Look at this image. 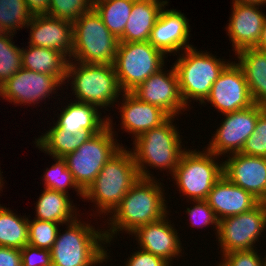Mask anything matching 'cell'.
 Wrapping results in <instances>:
<instances>
[{
	"label": "cell",
	"instance_id": "24",
	"mask_svg": "<svg viewBox=\"0 0 266 266\" xmlns=\"http://www.w3.org/2000/svg\"><path fill=\"white\" fill-rule=\"evenodd\" d=\"M63 107L59 116L57 115V122L54 123L64 131L76 134L88 130L95 135L108 125V118H101V110L93 105L70 101Z\"/></svg>",
	"mask_w": 266,
	"mask_h": 266
},
{
	"label": "cell",
	"instance_id": "11",
	"mask_svg": "<svg viewBox=\"0 0 266 266\" xmlns=\"http://www.w3.org/2000/svg\"><path fill=\"white\" fill-rule=\"evenodd\" d=\"M266 231V202H260L248 212L219 220L218 249L223 254L256 249V242ZM261 235V236H260Z\"/></svg>",
	"mask_w": 266,
	"mask_h": 266
},
{
	"label": "cell",
	"instance_id": "16",
	"mask_svg": "<svg viewBox=\"0 0 266 266\" xmlns=\"http://www.w3.org/2000/svg\"><path fill=\"white\" fill-rule=\"evenodd\" d=\"M223 161V175L233 184L266 202V158L234 153Z\"/></svg>",
	"mask_w": 266,
	"mask_h": 266
},
{
	"label": "cell",
	"instance_id": "38",
	"mask_svg": "<svg viewBox=\"0 0 266 266\" xmlns=\"http://www.w3.org/2000/svg\"><path fill=\"white\" fill-rule=\"evenodd\" d=\"M259 254L256 249L234 251L223 254L218 263L221 266H263L266 255L263 258Z\"/></svg>",
	"mask_w": 266,
	"mask_h": 266
},
{
	"label": "cell",
	"instance_id": "40",
	"mask_svg": "<svg viewBox=\"0 0 266 266\" xmlns=\"http://www.w3.org/2000/svg\"><path fill=\"white\" fill-rule=\"evenodd\" d=\"M137 249L139 250L131 252L127 261L124 262L125 266H172L162 257L140 250V248Z\"/></svg>",
	"mask_w": 266,
	"mask_h": 266
},
{
	"label": "cell",
	"instance_id": "42",
	"mask_svg": "<svg viewBox=\"0 0 266 266\" xmlns=\"http://www.w3.org/2000/svg\"><path fill=\"white\" fill-rule=\"evenodd\" d=\"M25 3L32 16L48 15L50 0H25Z\"/></svg>",
	"mask_w": 266,
	"mask_h": 266
},
{
	"label": "cell",
	"instance_id": "14",
	"mask_svg": "<svg viewBox=\"0 0 266 266\" xmlns=\"http://www.w3.org/2000/svg\"><path fill=\"white\" fill-rule=\"evenodd\" d=\"M206 102L222 115L254 104L244 73L237 62L231 61L224 68L201 105H206Z\"/></svg>",
	"mask_w": 266,
	"mask_h": 266
},
{
	"label": "cell",
	"instance_id": "39",
	"mask_svg": "<svg viewBox=\"0 0 266 266\" xmlns=\"http://www.w3.org/2000/svg\"><path fill=\"white\" fill-rule=\"evenodd\" d=\"M20 253L22 266H52L51 253L48 249L27 244L20 250Z\"/></svg>",
	"mask_w": 266,
	"mask_h": 266
},
{
	"label": "cell",
	"instance_id": "32",
	"mask_svg": "<svg viewBox=\"0 0 266 266\" xmlns=\"http://www.w3.org/2000/svg\"><path fill=\"white\" fill-rule=\"evenodd\" d=\"M54 164L50 168H46L42 180L44 188L68 193V189L72 188L81 198L84 197V192L76 184L72 173L67 168V163L64 158L53 157Z\"/></svg>",
	"mask_w": 266,
	"mask_h": 266
},
{
	"label": "cell",
	"instance_id": "36",
	"mask_svg": "<svg viewBox=\"0 0 266 266\" xmlns=\"http://www.w3.org/2000/svg\"><path fill=\"white\" fill-rule=\"evenodd\" d=\"M194 204L193 207L186 208L185 213L189 215V221L191 223V228H205L210 225H213V229H215V235L217 237L218 229H219V219L217 218L214 210L209 206L206 200H198L192 201Z\"/></svg>",
	"mask_w": 266,
	"mask_h": 266
},
{
	"label": "cell",
	"instance_id": "18",
	"mask_svg": "<svg viewBox=\"0 0 266 266\" xmlns=\"http://www.w3.org/2000/svg\"><path fill=\"white\" fill-rule=\"evenodd\" d=\"M165 7L151 31L149 43L165 55L174 53L175 56L176 53L193 47L188 41L191 37L189 19L180 10Z\"/></svg>",
	"mask_w": 266,
	"mask_h": 266
},
{
	"label": "cell",
	"instance_id": "15",
	"mask_svg": "<svg viewBox=\"0 0 266 266\" xmlns=\"http://www.w3.org/2000/svg\"><path fill=\"white\" fill-rule=\"evenodd\" d=\"M170 70L160 69L152 74L131 93L140 101L150 103L161 108L170 117H179L187 110L178 83V76L172 65Z\"/></svg>",
	"mask_w": 266,
	"mask_h": 266
},
{
	"label": "cell",
	"instance_id": "3",
	"mask_svg": "<svg viewBox=\"0 0 266 266\" xmlns=\"http://www.w3.org/2000/svg\"><path fill=\"white\" fill-rule=\"evenodd\" d=\"M78 219L67 223V229L62 234L58 230L50 250L52 266H97L107 263L110 255L105 246L104 229L96 230L90 222Z\"/></svg>",
	"mask_w": 266,
	"mask_h": 266
},
{
	"label": "cell",
	"instance_id": "31",
	"mask_svg": "<svg viewBox=\"0 0 266 266\" xmlns=\"http://www.w3.org/2000/svg\"><path fill=\"white\" fill-rule=\"evenodd\" d=\"M0 10V32L16 34V30L25 28L32 18L25 0H0Z\"/></svg>",
	"mask_w": 266,
	"mask_h": 266
},
{
	"label": "cell",
	"instance_id": "4",
	"mask_svg": "<svg viewBox=\"0 0 266 266\" xmlns=\"http://www.w3.org/2000/svg\"><path fill=\"white\" fill-rule=\"evenodd\" d=\"M128 149L123 146L110 158L84 192L83 199L94 203L96 216H109L140 179L133 155Z\"/></svg>",
	"mask_w": 266,
	"mask_h": 266
},
{
	"label": "cell",
	"instance_id": "27",
	"mask_svg": "<svg viewBox=\"0 0 266 266\" xmlns=\"http://www.w3.org/2000/svg\"><path fill=\"white\" fill-rule=\"evenodd\" d=\"M27 47V49H26ZM21 48L22 68L66 79L69 59L58 50L29 45Z\"/></svg>",
	"mask_w": 266,
	"mask_h": 266
},
{
	"label": "cell",
	"instance_id": "30",
	"mask_svg": "<svg viewBox=\"0 0 266 266\" xmlns=\"http://www.w3.org/2000/svg\"><path fill=\"white\" fill-rule=\"evenodd\" d=\"M135 0H96L93 9L98 13L109 31L117 38L123 36L125 25Z\"/></svg>",
	"mask_w": 266,
	"mask_h": 266
},
{
	"label": "cell",
	"instance_id": "28",
	"mask_svg": "<svg viewBox=\"0 0 266 266\" xmlns=\"http://www.w3.org/2000/svg\"><path fill=\"white\" fill-rule=\"evenodd\" d=\"M50 127L43 135L37 137V139L35 138L34 144L39 150L41 149L40 151L51 157L64 158L93 136L88 130H82L76 134L64 131L54 122L53 126Z\"/></svg>",
	"mask_w": 266,
	"mask_h": 266
},
{
	"label": "cell",
	"instance_id": "35",
	"mask_svg": "<svg viewBox=\"0 0 266 266\" xmlns=\"http://www.w3.org/2000/svg\"><path fill=\"white\" fill-rule=\"evenodd\" d=\"M92 8V0H50L48 15L73 23Z\"/></svg>",
	"mask_w": 266,
	"mask_h": 266
},
{
	"label": "cell",
	"instance_id": "34",
	"mask_svg": "<svg viewBox=\"0 0 266 266\" xmlns=\"http://www.w3.org/2000/svg\"><path fill=\"white\" fill-rule=\"evenodd\" d=\"M59 223L39 219L28 222V244L33 247L51 250L56 241Z\"/></svg>",
	"mask_w": 266,
	"mask_h": 266
},
{
	"label": "cell",
	"instance_id": "25",
	"mask_svg": "<svg viewBox=\"0 0 266 266\" xmlns=\"http://www.w3.org/2000/svg\"><path fill=\"white\" fill-rule=\"evenodd\" d=\"M235 55L248 83L253 102L266 106V52L245 48Z\"/></svg>",
	"mask_w": 266,
	"mask_h": 266
},
{
	"label": "cell",
	"instance_id": "22",
	"mask_svg": "<svg viewBox=\"0 0 266 266\" xmlns=\"http://www.w3.org/2000/svg\"><path fill=\"white\" fill-rule=\"evenodd\" d=\"M206 201L219 220L248 212L260 203L251 193L236 186L224 175L213 185Z\"/></svg>",
	"mask_w": 266,
	"mask_h": 266
},
{
	"label": "cell",
	"instance_id": "45",
	"mask_svg": "<svg viewBox=\"0 0 266 266\" xmlns=\"http://www.w3.org/2000/svg\"><path fill=\"white\" fill-rule=\"evenodd\" d=\"M3 186H4V182H3V178H2V174H1V170H0V193L2 191Z\"/></svg>",
	"mask_w": 266,
	"mask_h": 266
},
{
	"label": "cell",
	"instance_id": "9",
	"mask_svg": "<svg viewBox=\"0 0 266 266\" xmlns=\"http://www.w3.org/2000/svg\"><path fill=\"white\" fill-rule=\"evenodd\" d=\"M218 160L219 156L206 149L186 150L172 175L181 196L188 201L206 200L213 185L223 176V161Z\"/></svg>",
	"mask_w": 266,
	"mask_h": 266
},
{
	"label": "cell",
	"instance_id": "20",
	"mask_svg": "<svg viewBox=\"0 0 266 266\" xmlns=\"http://www.w3.org/2000/svg\"><path fill=\"white\" fill-rule=\"evenodd\" d=\"M26 27L30 28L29 45L58 50L70 60L73 51L72 22L41 15L32 16Z\"/></svg>",
	"mask_w": 266,
	"mask_h": 266
},
{
	"label": "cell",
	"instance_id": "7",
	"mask_svg": "<svg viewBox=\"0 0 266 266\" xmlns=\"http://www.w3.org/2000/svg\"><path fill=\"white\" fill-rule=\"evenodd\" d=\"M72 27L73 51L70 60L114 64L119 39L109 31L93 8L73 22Z\"/></svg>",
	"mask_w": 266,
	"mask_h": 266
},
{
	"label": "cell",
	"instance_id": "2",
	"mask_svg": "<svg viewBox=\"0 0 266 266\" xmlns=\"http://www.w3.org/2000/svg\"><path fill=\"white\" fill-rule=\"evenodd\" d=\"M175 117H169L164 123L146 131L133 140V155L140 178L155 179L148 166L168 170L171 176L179 164L182 154L187 150L176 124ZM183 145V147H182ZM184 148V149H183Z\"/></svg>",
	"mask_w": 266,
	"mask_h": 266
},
{
	"label": "cell",
	"instance_id": "6",
	"mask_svg": "<svg viewBox=\"0 0 266 266\" xmlns=\"http://www.w3.org/2000/svg\"><path fill=\"white\" fill-rule=\"evenodd\" d=\"M218 59L210 52L191 47L178 54L173 63L178 76L179 90L187 108L190 102L202 104L209 96L213 83L231 62ZM193 99V100H192Z\"/></svg>",
	"mask_w": 266,
	"mask_h": 266
},
{
	"label": "cell",
	"instance_id": "12",
	"mask_svg": "<svg viewBox=\"0 0 266 266\" xmlns=\"http://www.w3.org/2000/svg\"><path fill=\"white\" fill-rule=\"evenodd\" d=\"M266 106L253 104L245 109L223 114L225 118L219 124L212 139L207 144L206 150L217 155L225 157L240 153L245 141L251 136L259 114Z\"/></svg>",
	"mask_w": 266,
	"mask_h": 266
},
{
	"label": "cell",
	"instance_id": "33",
	"mask_svg": "<svg viewBox=\"0 0 266 266\" xmlns=\"http://www.w3.org/2000/svg\"><path fill=\"white\" fill-rule=\"evenodd\" d=\"M15 35L0 32V86L22 68L21 48L11 41Z\"/></svg>",
	"mask_w": 266,
	"mask_h": 266
},
{
	"label": "cell",
	"instance_id": "44",
	"mask_svg": "<svg viewBox=\"0 0 266 266\" xmlns=\"http://www.w3.org/2000/svg\"><path fill=\"white\" fill-rule=\"evenodd\" d=\"M232 4L266 5V0H233Z\"/></svg>",
	"mask_w": 266,
	"mask_h": 266
},
{
	"label": "cell",
	"instance_id": "23",
	"mask_svg": "<svg viewBox=\"0 0 266 266\" xmlns=\"http://www.w3.org/2000/svg\"><path fill=\"white\" fill-rule=\"evenodd\" d=\"M167 0H135L119 42L149 41L151 31Z\"/></svg>",
	"mask_w": 266,
	"mask_h": 266
},
{
	"label": "cell",
	"instance_id": "8",
	"mask_svg": "<svg viewBox=\"0 0 266 266\" xmlns=\"http://www.w3.org/2000/svg\"><path fill=\"white\" fill-rule=\"evenodd\" d=\"M107 118L108 125L103 130L64 157L67 168L83 192L94 182L104 164L123 147L113 131L116 124H113L111 116Z\"/></svg>",
	"mask_w": 266,
	"mask_h": 266
},
{
	"label": "cell",
	"instance_id": "21",
	"mask_svg": "<svg viewBox=\"0 0 266 266\" xmlns=\"http://www.w3.org/2000/svg\"><path fill=\"white\" fill-rule=\"evenodd\" d=\"M118 110L121 116V129L131 133L135 139L142 133L158 127L170 116L161 108L140 101L131 92H123Z\"/></svg>",
	"mask_w": 266,
	"mask_h": 266
},
{
	"label": "cell",
	"instance_id": "43",
	"mask_svg": "<svg viewBox=\"0 0 266 266\" xmlns=\"http://www.w3.org/2000/svg\"><path fill=\"white\" fill-rule=\"evenodd\" d=\"M255 49L266 52V20L262 29L261 38Z\"/></svg>",
	"mask_w": 266,
	"mask_h": 266
},
{
	"label": "cell",
	"instance_id": "13",
	"mask_svg": "<svg viewBox=\"0 0 266 266\" xmlns=\"http://www.w3.org/2000/svg\"><path fill=\"white\" fill-rule=\"evenodd\" d=\"M64 84L59 76L37 73L20 68L10 79L0 86V97L16 106L39 104L40 101L50 99ZM59 88V89H58Z\"/></svg>",
	"mask_w": 266,
	"mask_h": 266
},
{
	"label": "cell",
	"instance_id": "46",
	"mask_svg": "<svg viewBox=\"0 0 266 266\" xmlns=\"http://www.w3.org/2000/svg\"><path fill=\"white\" fill-rule=\"evenodd\" d=\"M263 266H266V257H265V260L263 262Z\"/></svg>",
	"mask_w": 266,
	"mask_h": 266
},
{
	"label": "cell",
	"instance_id": "10",
	"mask_svg": "<svg viewBox=\"0 0 266 266\" xmlns=\"http://www.w3.org/2000/svg\"><path fill=\"white\" fill-rule=\"evenodd\" d=\"M166 55L149 41L119 42L114 68L122 92H132L165 67Z\"/></svg>",
	"mask_w": 266,
	"mask_h": 266
},
{
	"label": "cell",
	"instance_id": "26",
	"mask_svg": "<svg viewBox=\"0 0 266 266\" xmlns=\"http://www.w3.org/2000/svg\"><path fill=\"white\" fill-rule=\"evenodd\" d=\"M41 193L36 202L34 219L66 225L77 218L78 208L75 207L69 194L47 188Z\"/></svg>",
	"mask_w": 266,
	"mask_h": 266
},
{
	"label": "cell",
	"instance_id": "41",
	"mask_svg": "<svg viewBox=\"0 0 266 266\" xmlns=\"http://www.w3.org/2000/svg\"><path fill=\"white\" fill-rule=\"evenodd\" d=\"M0 266H22L20 250L0 246Z\"/></svg>",
	"mask_w": 266,
	"mask_h": 266
},
{
	"label": "cell",
	"instance_id": "37",
	"mask_svg": "<svg viewBox=\"0 0 266 266\" xmlns=\"http://www.w3.org/2000/svg\"><path fill=\"white\" fill-rule=\"evenodd\" d=\"M240 153L266 158V108L259 114L255 129Z\"/></svg>",
	"mask_w": 266,
	"mask_h": 266
},
{
	"label": "cell",
	"instance_id": "19",
	"mask_svg": "<svg viewBox=\"0 0 266 266\" xmlns=\"http://www.w3.org/2000/svg\"><path fill=\"white\" fill-rule=\"evenodd\" d=\"M261 5L232 4L226 33L235 52L245 48H255L261 38L266 14L260 11Z\"/></svg>",
	"mask_w": 266,
	"mask_h": 266
},
{
	"label": "cell",
	"instance_id": "1",
	"mask_svg": "<svg viewBox=\"0 0 266 266\" xmlns=\"http://www.w3.org/2000/svg\"><path fill=\"white\" fill-rule=\"evenodd\" d=\"M156 179L140 178L109 214V219L107 218L109 229L107 227V230L104 229L107 247L115 237L117 238L115 235H119L120 231L130 235L137 228L160 220L169 213L164 183Z\"/></svg>",
	"mask_w": 266,
	"mask_h": 266
},
{
	"label": "cell",
	"instance_id": "29",
	"mask_svg": "<svg viewBox=\"0 0 266 266\" xmlns=\"http://www.w3.org/2000/svg\"><path fill=\"white\" fill-rule=\"evenodd\" d=\"M24 216L0 204V246L21 250L28 244L29 217Z\"/></svg>",
	"mask_w": 266,
	"mask_h": 266
},
{
	"label": "cell",
	"instance_id": "17",
	"mask_svg": "<svg viewBox=\"0 0 266 266\" xmlns=\"http://www.w3.org/2000/svg\"><path fill=\"white\" fill-rule=\"evenodd\" d=\"M168 215L169 213L160 220L137 228L130 235L135 236L138 248L162 257L172 265L175 258L182 257L184 247L178 230L174 228V223L171 224Z\"/></svg>",
	"mask_w": 266,
	"mask_h": 266
},
{
	"label": "cell",
	"instance_id": "5",
	"mask_svg": "<svg viewBox=\"0 0 266 266\" xmlns=\"http://www.w3.org/2000/svg\"><path fill=\"white\" fill-rule=\"evenodd\" d=\"M78 64V65H77ZM72 80L70 83L69 81ZM64 84H70L76 102L86 103L99 110L112 107L121 100L119 86L113 64H90L69 60ZM120 97V98H119Z\"/></svg>",
	"mask_w": 266,
	"mask_h": 266
}]
</instances>
